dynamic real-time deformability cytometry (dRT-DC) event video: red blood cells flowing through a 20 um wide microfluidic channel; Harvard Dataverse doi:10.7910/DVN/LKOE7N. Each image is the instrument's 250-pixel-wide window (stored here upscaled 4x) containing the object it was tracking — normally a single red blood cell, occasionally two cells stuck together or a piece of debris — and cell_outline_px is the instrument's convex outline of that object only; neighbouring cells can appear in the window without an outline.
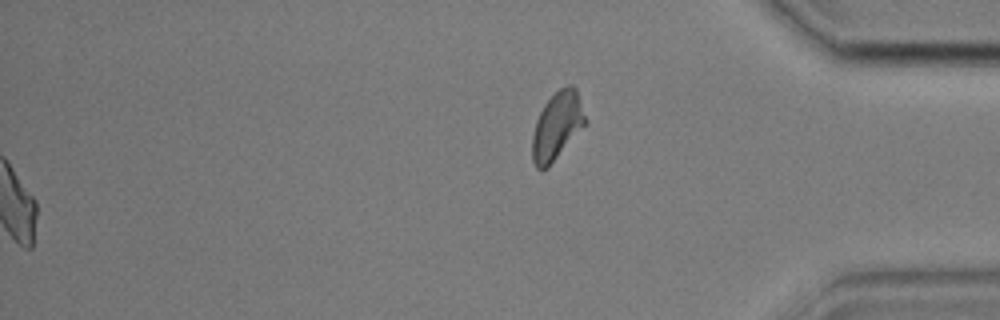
{"species": "common noctule bat (a hibernating species)", "species_latin": "Nyctalus noctula", "temperature_condition": "cold", "stored_images_in_passage": 42, "camera_frame_rate_fps": 3000, "um_per_image_px": 0.085, "animal": {"sex": "male", "body_mass_g": 17.9, "forearm_length_mm": 54.2}, "frame": {"image": 1, "passage_image": 42, "time_ms": 13.667, "image_size_px": [1000, 320], "cell_outline_px": [[588, 124], [548, 168], [540, 172], [536, 168], [532, 160], [532, 136], [536, 120], [544, 104], [560, 88], [568, 84], [572, 84], [576, 88], [588, 120]], "centroid_in_image_um": [47.38, 10.74], "position_along_channel_um": 387.8, "area_um2": 21.5}, "authors_computed_cell_mechanics": {"area_um2": 21.7617, "velocity_mm_per_s": 3.5875, "shape_relaxation_time_tau1_ms": 10.6799, "shape_relaxation_time_tau2_ms": 10.8611, "deformation_change_tau1": 0.1863, "deformation_change_tau2": 0.2119}}